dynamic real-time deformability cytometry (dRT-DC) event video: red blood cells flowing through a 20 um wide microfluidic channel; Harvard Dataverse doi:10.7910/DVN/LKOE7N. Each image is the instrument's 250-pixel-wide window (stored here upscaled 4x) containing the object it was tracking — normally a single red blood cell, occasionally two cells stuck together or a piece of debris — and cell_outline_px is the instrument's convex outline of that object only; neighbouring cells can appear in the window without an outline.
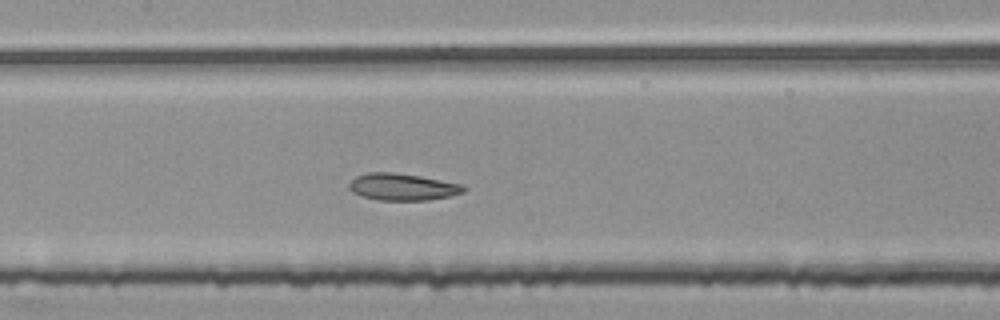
{"species": "common noctule bat (a hibernating species)", "species_latin": "Nyctalus noctula", "temperature_condition": "room temperature", "stored_images_in_passage": 48, "segment_of_instrument_passage": [2, 2], "camera_frame_rate_fps": 3000, "um_per_image_px": 0.085, "animal": {"sex": "female", "body_mass_g": 25.1}, "frame": {"image": 1, "passage_image": 22, "time_ms": 7.0, "image_size_px": [1000, 320], "cell_outline_px": [[468, 188], [464, 192], [448, 196], [428, 200], [380, 200], [360, 196], [352, 192], [348, 188], [348, 184], [356, 176], [368, 172], [392, 172], [420, 176], [464, 184]], "centroid_in_image_um": [34.21, 15.88], "position_along_channel_um": 173.2, "area_um2": 18.09}}
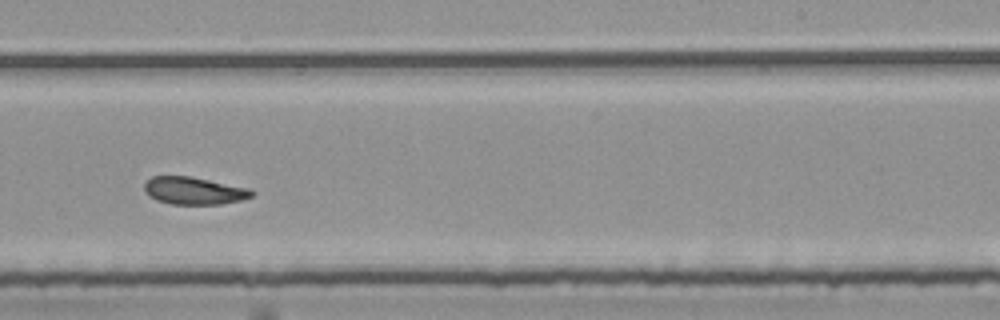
{"frame": {"image": 2, "passage_image": 30, "time_ms": 9.667, "image_size_px": [1000, 320], "cell_outline_px": [[256, 192], [252, 196], [240, 200], [220, 204], [172, 204], [156, 200], [144, 188], [144, 184], [152, 176], [192, 176], [248, 188]], "centroid_in_image_um": [16.51, 16.2], "position_along_channel_um": 272.5, "area_um2": 16.99}}
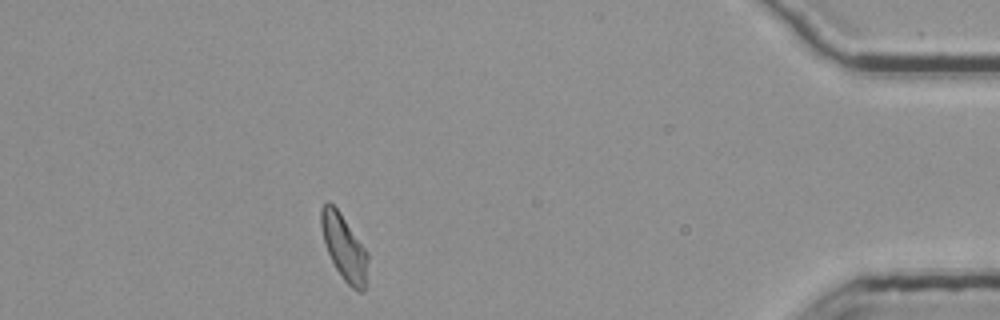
{"frame": {"image": 3, "passage_image": 45, "time_ms": 14.667, "image_size_px": [1000, 320], "cell_outline_px": [[368, 260], [364, 292], [360, 292], [352, 288], [344, 280], [336, 268], [328, 252], [324, 240], [320, 224], [320, 208], [328, 200], [340, 212], [368, 252]], "centroid_in_image_um": [29.25, 21.01], "position_along_channel_um": 406.0, "area_um2": 17.69}}